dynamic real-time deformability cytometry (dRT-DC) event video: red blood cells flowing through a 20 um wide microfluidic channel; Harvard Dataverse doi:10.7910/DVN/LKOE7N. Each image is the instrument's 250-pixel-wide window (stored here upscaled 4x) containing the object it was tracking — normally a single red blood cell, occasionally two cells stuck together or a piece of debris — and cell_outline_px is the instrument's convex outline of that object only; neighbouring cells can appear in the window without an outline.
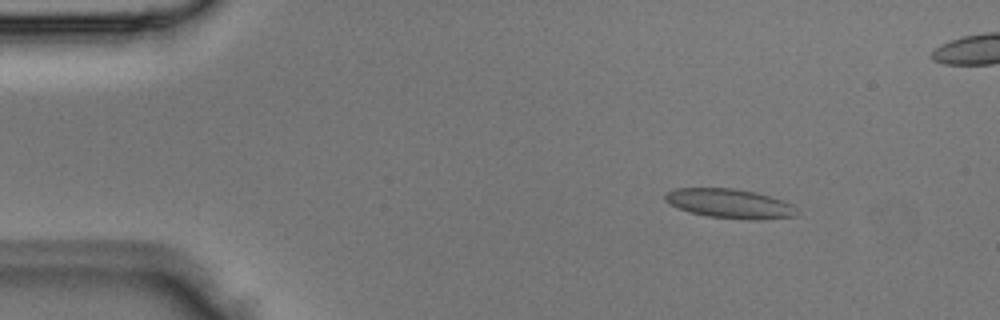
{"species": "Egyptian fruit bat (a non-hibernating species)", "species_latin": "Rousettus aegyptiacus", "temperature_condition": "room temperature", "stored_images_in_passage": 2, "camera_frame_rate_fps": 3000, "um_per_image_px": 0.085, "animal": {"sex": "male"}, "frame": {"image": 1, "passage_image": 1, "time_ms": 0.0, "image_size_px": [1000, 320], "cell_outline_px": [[796, 216], [756, 220], [752, 220], [708, 216], [688, 212], [664, 200], [664, 196], [668, 192], [676, 188], [732, 188], [756, 192], [792, 204], [796, 208]], "centroid_in_image_um": [62.02, 17.3], "position_along_channel_um": 23.0, "area_um2": 22.25}}